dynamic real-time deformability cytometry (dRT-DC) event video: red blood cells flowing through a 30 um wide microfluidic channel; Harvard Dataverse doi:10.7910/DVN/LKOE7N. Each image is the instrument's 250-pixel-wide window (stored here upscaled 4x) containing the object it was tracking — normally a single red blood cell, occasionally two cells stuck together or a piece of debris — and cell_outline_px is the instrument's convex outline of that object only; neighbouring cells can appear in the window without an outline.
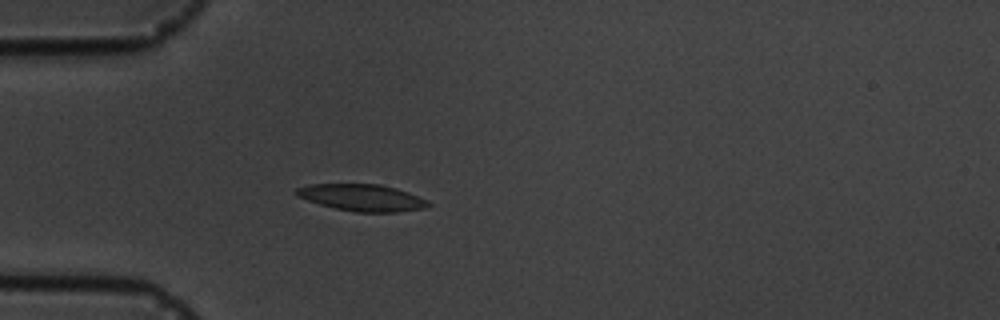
{"species": "common noctule bat (a hibernating species)", "species_latin": "Nyctalus noctula", "temperature_condition": "cold", "stored_images_in_passage": 4, "camera_frame_rate_fps": 3000, "um_per_image_px": 0.085, "animal": {"sex": "male", "body_mass_g": 19.5, "forearm_length_mm": 54.6}, "frame": {"image": 1, "passage_image": 4, "time_ms": 3.667, "image_size_px": [1000, 320], "cell_outline_px": [[432, 204], [424, 208], [396, 212], [356, 212], [336, 208], [320, 204], [296, 196], [292, 192], [296, 188], [308, 184], [380, 184], [396, 188], [408, 192], [428, 200]], "centroid_in_image_um": [30.75, 16.79], "position_along_channel_um": 54.2, "area_um2": 20.63}}